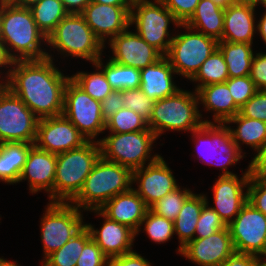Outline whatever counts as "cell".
I'll use <instances>...</instances> for the list:
<instances>
[{"label":"cell","mask_w":266,"mask_h":266,"mask_svg":"<svg viewBox=\"0 0 266 266\" xmlns=\"http://www.w3.org/2000/svg\"><path fill=\"white\" fill-rule=\"evenodd\" d=\"M16 60L15 69L8 71L4 84L39 119L58 116L63 113L64 89L70 77H65L56 67L53 59Z\"/></svg>","instance_id":"cell-1"},{"label":"cell","mask_w":266,"mask_h":266,"mask_svg":"<svg viewBox=\"0 0 266 266\" xmlns=\"http://www.w3.org/2000/svg\"><path fill=\"white\" fill-rule=\"evenodd\" d=\"M132 183V171L129 168L100 156L82 189L71 202L78 208L99 210L116 195L129 191Z\"/></svg>","instance_id":"cell-2"},{"label":"cell","mask_w":266,"mask_h":266,"mask_svg":"<svg viewBox=\"0 0 266 266\" xmlns=\"http://www.w3.org/2000/svg\"><path fill=\"white\" fill-rule=\"evenodd\" d=\"M41 39L47 41L30 8L16 6L8 0L1 3V42L20 53L19 60L48 58V53L40 49Z\"/></svg>","instance_id":"cell-3"},{"label":"cell","mask_w":266,"mask_h":266,"mask_svg":"<svg viewBox=\"0 0 266 266\" xmlns=\"http://www.w3.org/2000/svg\"><path fill=\"white\" fill-rule=\"evenodd\" d=\"M100 156L98 140L87 141L79 148L58 154L51 202L69 200L70 203L82 189Z\"/></svg>","instance_id":"cell-4"},{"label":"cell","mask_w":266,"mask_h":266,"mask_svg":"<svg viewBox=\"0 0 266 266\" xmlns=\"http://www.w3.org/2000/svg\"><path fill=\"white\" fill-rule=\"evenodd\" d=\"M198 95L178 90L174 95L156 100L148 127L158 137L164 129L193 131L210 121L199 120Z\"/></svg>","instance_id":"cell-5"},{"label":"cell","mask_w":266,"mask_h":266,"mask_svg":"<svg viewBox=\"0 0 266 266\" xmlns=\"http://www.w3.org/2000/svg\"><path fill=\"white\" fill-rule=\"evenodd\" d=\"M48 44L71 56L90 60L97 68H102L100 58L104 45L94 35L81 14H68L47 37Z\"/></svg>","instance_id":"cell-6"},{"label":"cell","mask_w":266,"mask_h":266,"mask_svg":"<svg viewBox=\"0 0 266 266\" xmlns=\"http://www.w3.org/2000/svg\"><path fill=\"white\" fill-rule=\"evenodd\" d=\"M155 1V3L148 0L132 1L130 25L136 24L139 36L165 56L172 42V38L165 41V37L169 36L170 21L177 26H181V24L177 22L173 13L164 6L161 0Z\"/></svg>","instance_id":"cell-7"},{"label":"cell","mask_w":266,"mask_h":266,"mask_svg":"<svg viewBox=\"0 0 266 266\" xmlns=\"http://www.w3.org/2000/svg\"><path fill=\"white\" fill-rule=\"evenodd\" d=\"M156 134L150 129L130 133H113L98 141L104 159L115 162L132 172L144 166Z\"/></svg>","instance_id":"cell-8"},{"label":"cell","mask_w":266,"mask_h":266,"mask_svg":"<svg viewBox=\"0 0 266 266\" xmlns=\"http://www.w3.org/2000/svg\"><path fill=\"white\" fill-rule=\"evenodd\" d=\"M39 118L6 86L0 88V143H35Z\"/></svg>","instance_id":"cell-9"},{"label":"cell","mask_w":266,"mask_h":266,"mask_svg":"<svg viewBox=\"0 0 266 266\" xmlns=\"http://www.w3.org/2000/svg\"><path fill=\"white\" fill-rule=\"evenodd\" d=\"M41 220V239L46 258L60 249L86 225L79 208L68 202H50Z\"/></svg>","instance_id":"cell-10"},{"label":"cell","mask_w":266,"mask_h":266,"mask_svg":"<svg viewBox=\"0 0 266 266\" xmlns=\"http://www.w3.org/2000/svg\"><path fill=\"white\" fill-rule=\"evenodd\" d=\"M218 48V41L203 33H185L172 37L165 57L174 71L191 79L203 62Z\"/></svg>","instance_id":"cell-11"},{"label":"cell","mask_w":266,"mask_h":266,"mask_svg":"<svg viewBox=\"0 0 266 266\" xmlns=\"http://www.w3.org/2000/svg\"><path fill=\"white\" fill-rule=\"evenodd\" d=\"M62 114L68 118L87 141H91L105 130L101 102L85 93L71 79L66 83L64 89Z\"/></svg>","instance_id":"cell-12"},{"label":"cell","mask_w":266,"mask_h":266,"mask_svg":"<svg viewBox=\"0 0 266 266\" xmlns=\"http://www.w3.org/2000/svg\"><path fill=\"white\" fill-rule=\"evenodd\" d=\"M227 227L235 252L266 256V215L248 201Z\"/></svg>","instance_id":"cell-13"},{"label":"cell","mask_w":266,"mask_h":266,"mask_svg":"<svg viewBox=\"0 0 266 266\" xmlns=\"http://www.w3.org/2000/svg\"><path fill=\"white\" fill-rule=\"evenodd\" d=\"M86 142L87 139L63 114L38 121L34 144L42 150L58 155L79 148Z\"/></svg>","instance_id":"cell-14"},{"label":"cell","mask_w":266,"mask_h":266,"mask_svg":"<svg viewBox=\"0 0 266 266\" xmlns=\"http://www.w3.org/2000/svg\"><path fill=\"white\" fill-rule=\"evenodd\" d=\"M144 168L145 166L132 172V181H139V188L138 190L134 189V191L150 208L178 186L171 170L160 155L152 157L147 167Z\"/></svg>","instance_id":"cell-15"},{"label":"cell","mask_w":266,"mask_h":266,"mask_svg":"<svg viewBox=\"0 0 266 266\" xmlns=\"http://www.w3.org/2000/svg\"><path fill=\"white\" fill-rule=\"evenodd\" d=\"M235 252L228 227L205 238H194L180 253L200 266H219Z\"/></svg>","instance_id":"cell-16"},{"label":"cell","mask_w":266,"mask_h":266,"mask_svg":"<svg viewBox=\"0 0 266 266\" xmlns=\"http://www.w3.org/2000/svg\"><path fill=\"white\" fill-rule=\"evenodd\" d=\"M131 6H112L90 2L81 15L104 45L105 37H115L130 26Z\"/></svg>","instance_id":"cell-17"},{"label":"cell","mask_w":266,"mask_h":266,"mask_svg":"<svg viewBox=\"0 0 266 266\" xmlns=\"http://www.w3.org/2000/svg\"><path fill=\"white\" fill-rule=\"evenodd\" d=\"M110 39V47L114 54L110 60L113 62L142 70L163 57L157 49L149 45L137 32L132 33L126 29Z\"/></svg>","instance_id":"cell-18"},{"label":"cell","mask_w":266,"mask_h":266,"mask_svg":"<svg viewBox=\"0 0 266 266\" xmlns=\"http://www.w3.org/2000/svg\"><path fill=\"white\" fill-rule=\"evenodd\" d=\"M249 180L250 173L247 169L241 179H238L237 175H221L213 186L216 207L212 209L218 213L226 226L233 221L232 217L237 216L247 203L248 194L247 192L243 193V188L248 185Z\"/></svg>","instance_id":"cell-19"},{"label":"cell","mask_w":266,"mask_h":266,"mask_svg":"<svg viewBox=\"0 0 266 266\" xmlns=\"http://www.w3.org/2000/svg\"><path fill=\"white\" fill-rule=\"evenodd\" d=\"M57 155L38 148L31 147L26 163L19 177V182L28 179L31 193L45 189L53 200V184L56 173Z\"/></svg>","instance_id":"cell-20"},{"label":"cell","mask_w":266,"mask_h":266,"mask_svg":"<svg viewBox=\"0 0 266 266\" xmlns=\"http://www.w3.org/2000/svg\"><path fill=\"white\" fill-rule=\"evenodd\" d=\"M192 133L194 134L193 136L196 135L198 142H200V140L202 142L205 141V143L209 141L207 142L208 144L206 143L208 148L212 149L211 151L213 152L216 151L214 153L215 155H217L216 153H218L220 157L222 156L224 158V160H222L223 158L221 159L222 160L220 162L221 164L218 162L217 164L215 163V165L222 166L223 171L225 170L222 176L235 175L227 170V165L236 164V162H238V160H240L243 156L241 155L242 151H240L237 148L236 143L233 141L232 137L229 135V127L225 126V123H219L218 126L214 125V123L212 122L204 123L200 128L193 130ZM211 151L210 153L212 154L213 152ZM199 154L201 153L199 152ZM218 155L217 157H219ZM211 156H214V155H211ZM201 157H203V155H201ZM208 163L210 164V162Z\"/></svg>","instance_id":"cell-21"},{"label":"cell","mask_w":266,"mask_h":266,"mask_svg":"<svg viewBox=\"0 0 266 266\" xmlns=\"http://www.w3.org/2000/svg\"><path fill=\"white\" fill-rule=\"evenodd\" d=\"M94 211L105 218L104 224L102 225L100 231L95 230L91 224L85 225L88 227L92 239L101 248L102 252L108 258L121 256L123 254L132 252L131 245L134 241L136 233L128 226L110 220L100 210Z\"/></svg>","instance_id":"cell-22"},{"label":"cell","mask_w":266,"mask_h":266,"mask_svg":"<svg viewBox=\"0 0 266 266\" xmlns=\"http://www.w3.org/2000/svg\"><path fill=\"white\" fill-rule=\"evenodd\" d=\"M148 209L144 200L131 188L107 201L99 210L110 220L128 226L137 235Z\"/></svg>","instance_id":"cell-23"},{"label":"cell","mask_w":266,"mask_h":266,"mask_svg":"<svg viewBox=\"0 0 266 266\" xmlns=\"http://www.w3.org/2000/svg\"><path fill=\"white\" fill-rule=\"evenodd\" d=\"M172 73L176 72L163 56L156 63L140 70L139 88L153 101L172 96L179 90L172 82Z\"/></svg>","instance_id":"cell-24"},{"label":"cell","mask_w":266,"mask_h":266,"mask_svg":"<svg viewBox=\"0 0 266 266\" xmlns=\"http://www.w3.org/2000/svg\"><path fill=\"white\" fill-rule=\"evenodd\" d=\"M255 7L233 3L224 11L221 41L252 44Z\"/></svg>","instance_id":"cell-25"},{"label":"cell","mask_w":266,"mask_h":266,"mask_svg":"<svg viewBox=\"0 0 266 266\" xmlns=\"http://www.w3.org/2000/svg\"><path fill=\"white\" fill-rule=\"evenodd\" d=\"M195 93L207 111H215L214 122H218V124L225 123L240 111V107L234 102L226 83L206 85Z\"/></svg>","instance_id":"cell-26"},{"label":"cell","mask_w":266,"mask_h":266,"mask_svg":"<svg viewBox=\"0 0 266 266\" xmlns=\"http://www.w3.org/2000/svg\"><path fill=\"white\" fill-rule=\"evenodd\" d=\"M225 9L212 0H200L191 18L181 26L188 30L199 29L206 36L222 40Z\"/></svg>","instance_id":"cell-27"},{"label":"cell","mask_w":266,"mask_h":266,"mask_svg":"<svg viewBox=\"0 0 266 266\" xmlns=\"http://www.w3.org/2000/svg\"><path fill=\"white\" fill-rule=\"evenodd\" d=\"M34 143H0V180L17 183L31 147Z\"/></svg>","instance_id":"cell-28"},{"label":"cell","mask_w":266,"mask_h":266,"mask_svg":"<svg viewBox=\"0 0 266 266\" xmlns=\"http://www.w3.org/2000/svg\"><path fill=\"white\" fill-rule=\"evenodd\" d=\"M206 202L204 195L192 193L183 203L178 217L174 220V232L179 236L181 243L179 253L182 247L194 239L197 221Z\"/></svg>","instance_id":"cell-29"},{"label":"cell","mask_w":266,"mask_h":266,"mask_svg":"<svg viewBox=\"0 0 266 266\" xmlns=\"http://www.w3.org/2000/svg\"><path fill=\"white\" fill-rule=\"evenodd\" d=\"M252 44L218 41V49L224 56L229 78L248 76L253 59Z\"/></svg>","instance_id":"cell-30"},{"label":"cell","mask_w":266,"mask_h":266,"mask_svg":"<svg viewBox=\"0 0 266 266\" xmlns=\"http://www.w3.org/2000/svg\"><path fill=\"white\" fill-rule=\"evenodd\" d=\"M237 123L238 127L232 130L229 127V135L241 151L239 141L251 145L258 150L266 141V122L242 116L240 113L228 119L225 123Z\"/></svg>","instance_id":"cell-31"},{"label":"cell","mask_w":266,"mask_h":266,"mask_svg":"<svg viewBox=\"0 0 266 266\" xmlns=\"http://www.w3.org/2000/svg\"><path fill=\"white\" fill-rule=\"evenodd\" d=\"M30 10L38 29L48 37L58 23L69 13L61 0H41L32 5Z\"/></svg>","instance_id":"cell-32"},{"label":"cell","mask_w":266,"mask_h":266,"mask_svg":"<svg viewBox=\"0 0 266 266\" xmlns=\"http://www.w3.org/2000/svg\"><path fill=\"white\" fill-rule=\"evenodd\" d=\"M91 233L85 226L78 234L65 243L60 249L48 255L42 266H76L84 245L91 239Z\"/></svg>","instance_id":"cell-33"},{"label":"cell","mask_w":266,"mask_h":266,"mask_svg":"<svg viewBox=\"0 0 266 266\" xmlns=\"http://www.w3.org/2000/svg\"><path fill=\"white\" fill-rule=\"evenodd\" d=\"M229 78L227 64L221 51L217 48L200 66L197 73L191 78L193 81H201L197 85L196 92L203 86L225 83Z\"/></svg>","instance_id":"cell-34"},{"label":"cell","mask_w":266,"mask_h":266,"mask_svg":"<svg viewBox=\"0 0 266 266\" xmlns=\"http://www.w3.org/2000/svg\"><path fill=\"white\" fill-rule=\"evenodd\" d=\"M106 80L114 90L135 89L140 87V70L109 60L102 69Z\"/></svg>","instance_id":"cell-35"},{"label":"cell","mask_w":266,"mask_h":266,"mask_svg":"<svg viewBox=\"0 0 266 266\" xmlns=\"http://www.w3.org/2000/svg\"><path fill=\"white\" fill-rule=\"evenodd\" d=\"M70 79L85 93L100 102L114 90L106 80L103 70L91 74L78 72Z\"/></svg>","instance_id":"cell-36"},{"label":"cell","mask_w":266,"mask_h":266,"mask_svg":"<svg viewBox=\"0 0 266 266\" xmlns=\"http://www.w3.org/2000/svg\"><path fill=\"white\" fill-rule=\"evenodd\" d=\"M148 122L138 113L122 108L105 121V130L111 133H130L148 129Z\"/></svg>","instance_id":"cell-37"},{"label":"cell","mask_w":266,"mask_h":266,"mask_svg":"<svg viewBox=\"0 0 266 266\" xmlns=\"http://www.w3.org/2000/svg\"><path fill=\"white\" fill-rule=\"evenodd\" d=\"M191 194V191L186 189L182 191L178 186L155 202L149 209L156 215L174 221L178 217L183 203Z\"/></svg>","instance_id":"cell-38"},{"label":"cell","mask_w":266,"mask_h":266,"mask_svg":"<svg viewBox=\"0 0 266 266\" xmlns=\"http://www.w3.org/2000/svg\"><path fill=\"white\" fill-rule=\"evenodd\" d=\"M145 222L144 230L151 240L163 243L168 241L174 232V221L156 215L150 209L147 210L141 225Z\"/></svg>","instance_id":"cell-39"},{"label":"cell","mask_w":266,"mask_h":266,"mask_svg":"<svg viewBox=\"0 0 266 266\" xmlns=\"http://www.w3.org/2000/svg\"><path fill=\"white\" fill-rule=\"evenodd\" d=\"M120 91L122 92L124 100V108L133 110L149 122L155 101L146 96L140 88L124 89Z\"/></svg>","instance_id":"cell-40"},{"label":"cell","mask_w":266,"mask_h":266,"mask_svg":"<svg viewBox=\"0 0 266 266\" xmlns=\"http://www.w3.org/2000/svg\"><path fill=\"white\" fill-rule=\"evenodd\" d=\"M225 227L226 225L221 220L218 213L212 209V207H208V203L206 202L202 208L195 228V234L197 233L198 236L194 238L208 237Z\"/></svg>","instance_id":"cell-41"},{"label":"cell","mask_w":266,"mask_h":266,"mask_svg":"<svg viewBox=\"0 0 266 266\" xmlns=\"http://www.w3.org/2000/svg\"><path fill=\"white\" fill-rule=\"evenodd\" d=\"M225 83L228 85L234 102L239 107H242L258 91L249 75L228 78Z\"/></svg>","instance_id":"cell-42"},{"label":"cell","mask_w":266,"mask_h":266,"mask_svg":"<svg viewBox=\"0 0 266 266\" xmlns=\"http://www.w3.org/2000/svg\"><path fill=\"white\" fill-rule=\"evenodd\" d=\"M239 113L244 117L266 122V90H258L240 107Z\"/></svg>","instance_id":"cell-43"},{"label":"cell","mask_w":266,"mask_h":266,"mask_svg":"<svg viewBox=\"0 0 266 266\" xmlns=\"http://www.w3.org/2000/svg\"><path fill=\"white\" fill-rule=\"evenodd\" d=\"M247 194L248 202L266 215V178L250 176Z\"/></svg>","instance_id":"cell-44"},{"label":"cell","mask_w":266,"mask_h":266,"mask_svg":"<svg viewBox=\"0 0 266 266\" xmlns=\"http://www.w3.org/2000/svg\"><path fill=\"white\" fill-rule=\"evenodd\" d=\"M108 257L91 238L85 245L78 257L76 266H107Z\"/></svg>","instance_id":"cell-45"},{"label":"cell","mask_w":266,"mask_h":266,"mask_svg":"<svg viewBox=\"0 0 266 266\" xmlns=\"http://www.w3.org/2000/svg\"><path fill=\"white\" fill-rule=\"evenodd\" d=\"M179 24H185L195 12L200 0H161Z\"/></svg>","instance_id":"cell-46"},{"label":"cell","mask_w":266,"mask_h":266,"mask_svg":"<svg viewBox=\"0 0 266 266\" xmlns=\"http://www.w3.org/2000/svg\"><path fill=\"white\" fill-rule=\"evenodd\" d=\"M249 77L258 90H266V54L253 56Z\"/></svg>","instance_id":"cell-47"},{"label":"cell","mask_w":266,"mask_h":266,"mask_svg":"<svg viewBox=\"0 0 266 266\" xmlns=\"http://www.w3.org/2000/svg\"><path fill=\"white\" fill-rule=\"evenodd\" d=\"M122 92L113 90L104 100L101 101L103 119L106 121L120 109L124 108Z\"/></svg>","instance_id":"cell-48"},{"label":"cell","mask_w":266,"mask_h":266,"mask_svg":"<svg viewBox=\"0 0 266 266\" xmlns=\"http://www.w3.org/2000/svg\"><path fill=\"white\" fill-rule=\"evenodd\" d=\"M219 266H265V261L252 254L234 252Z\"/></svg>","instance_id":"cell-49"},{"label":"cell","mask_w":266,"mask_h":266,"mask_svg":"<svg viewBox=\"0 0 266 266\" xmlns=\"http://www.w3.org/2000/svg\"><path fill=\"white\" fill-rule=\"evenodd\" d=\"M107 266H151L150 263L136 252L108 259Z\"/></svg>","instance_id":"cell-50"},{"label":"cell","mask_w":266,"mask_h":266,"mask_svg":"<svg viewBox=\"0 0 266 266\" xmlns=\"http://www.w3.org/2000/svg\"><path fill=\"white\" fill-rule=\"evenodd\" d=\"M257 152L248 167L250 176L266 178V141L259 147Z\"/></svg>","instance_id":"cell-51"},{"label":"cell","mask_w":266,"mask_h":266,"mask_svg":"<svg viewBox=\"0 0 266 266\" xmlns=\"http://www.w3.org/2000/svg\"><path fill=\"white\" fill-rule=\"evenodd\" d=\"M69 14H81L91 0H61Z\"/></svg>","instance_id":"cell-52"},{"label":"cell","mask_w":266,"mask_h":266,"mask_svg":"<svg viewBox=\"0 0 266 266\" xmlns=\"http://www.w3.org/2000/svg\"><path fill=\"white\" fill-rule=\"evenodd\" d=\"M8 46H5L0 41V67L5 65H12L13 61L19 60V56L12 54Z\"/></svg>","instance_id":"cell-53"},{"label":"cell","mask_w":266,"mask_h":266,"mask_svg":"<svg viewBox=\"0 0 266 266\" xmlns=\"http://www.w3.org/2000/svg\"><path fill=\"white\" fill-rule=\"evenodd\" d=\"M95 3L108 4L112 6H132L131 0H91Z\"/></svg>","instance_id":"cell-54"},{"label":"cell","mask_w":266,"mask_h":266,"mask_svg":"<svg viewBox=\"0 0 266 266\" xmlns=\"http://www.w3.org/2000/svg\"><path fill=\"white\" fill-rule=\"evenodd\" d=\"M8 1L19 7L30 8L32 5L40 2L41 0H8Z\"/></svg>","instance_id":"cell-55"},{"label":"cell","mask_w":266,"mask_h":266,"mask_svg":"<svg viewBox=\"0 0 266 266\" xmlns=\"http://www.w3.org/2000/svg\"><path fill=\"white\" fill-rule=\"evenodd\" d=\"M257 29L259 33L261 34L263 41H265V44H266V12L261 18L260 22L258 23Z\"/></svg>","instance_id":"cell-56"},{"label":"cell","mask_w":266,"mask_h":266,"mask_svg":"<svg viewBox=\"0 0 266 266\" xmlns=\"http://www.w3.org/2000/svg\"><path fill=\"white\" fill-rule=\"evenodd\" d=\"M236 4H241V5H249L252 7H256L257 4L261 3L262 0H234Z\"/></svg>","instance_id":"cell-57"},{"label":"cell","mask_w":266,"mask_h":266,"mask_svg":"<svg viewBox=\"0 0 266 266\" xmlns=\"http://www.w3.org/2000/svg\"><path fill=\"white\" fill-rule=\"evenodd\" d=\"M212 1L224 9L230 6L231 4L235 3L234 0H212Z\"/></svg>","instance_id":"cell-58"},{"label":"cell","mask_w":266,"mask_h":266,"mask_svg":"<svg viewBox=\"0 0 266 266\" xmlns=\"http://www.w3.org/2000/svg\"><path fill=\"white\" fill-rule=\"evenodd\" d=\"M0 266H18L17 264H15L14 262H9V261H6L2 258H0Z\"/></svg>","instance_id":"cell-59"},{"label":"cell","mask_w":266,"mask_h":266,"mask_svg":"<svg viewBox=\"0 0 266 266\" xmlns=\"http://www.w3.org/2000/svg\"><path fill=\"white\" fill-rule=\"evenodd\" d=\"M0 41H1V4H0Z\"/></svg>","instance_id":"cell-60"},{"label":"cell","mask_w":266,"mask_h":266,"mask_svg":"<svg viewBox=\"0 0 266 266\" xmlns=\"http://www.w3.org/2000/svg\"><path fill=\"white\" fill-rule=\"evenodd\" d=\"M262 5L266 7V0H262Z\"/></svg>","instance_id":"cell-61"}]
</instances>
